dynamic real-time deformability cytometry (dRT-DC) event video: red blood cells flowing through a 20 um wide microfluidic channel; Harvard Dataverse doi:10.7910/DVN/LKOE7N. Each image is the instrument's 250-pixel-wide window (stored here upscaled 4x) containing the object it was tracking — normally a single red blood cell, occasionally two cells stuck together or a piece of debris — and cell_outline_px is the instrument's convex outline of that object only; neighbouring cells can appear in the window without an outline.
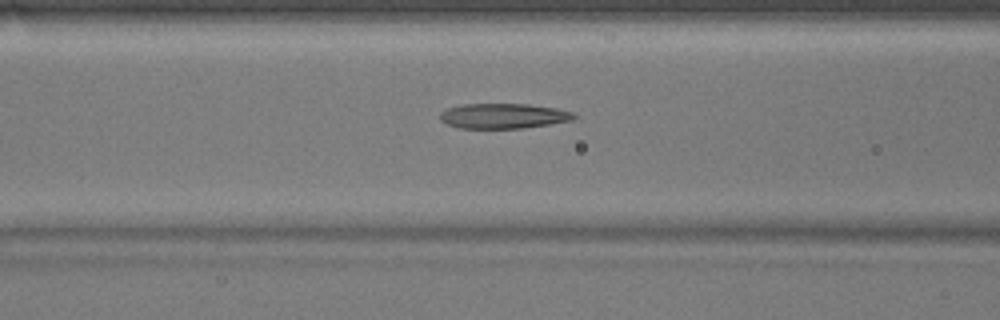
{"species": "common noctule bat (a hibernating species)", "species_latin": "Nyctalus noctula", "temperature_condition": "warm", "stored_images_in_passage": 41, "camera_frame_rate_fps": 3000, "um_per_image_px": 0.085, "animal": {"sex": "male", "body_mass_g": 17.9}, "frame": {"image": 1, "passage_image": 10, "time_ms": 3.0, "image_size_px": [1000, 320], "cell_outline_px": [[576, 116], [572, 120], [524, 128], [456, 128], [440, 120], [440, 112], [448, 108], [464, 104], [528, 104], [556, 108], [572, 112]], "centroid_in_image_um": [42.76, 9.85], "position_along_channel_um": 123.8, "area_um2": 19.48}}
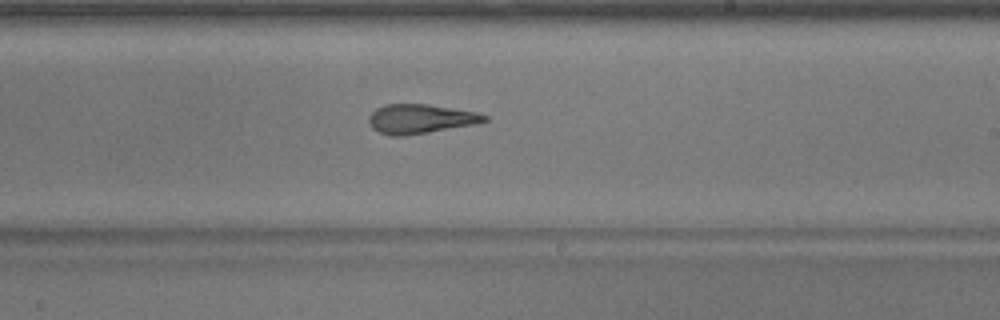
{"frame": {"image": 2, "passage_image": 20, "time_ms": 6.333, "image_size_px": [1000, 320], "cell_outline_px": [[488, 120], [476, 124], [404, 136], [392, 136], [380, 132], [372, 128], [368, 120], [368, 116], [376, 108], [384, 104], [428, 104], [476, 112], [488, 116]], "centroid_in_image_um": [35.71, 10.1], "position_along_channel_um": 253.3, "area_um2": 19.71}}
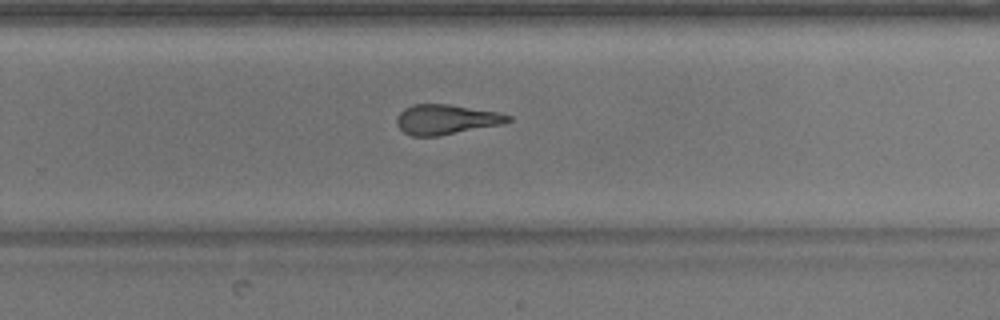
{"frame": {"image": 3, "passage_image": 23, "time_ms": 7.333, "image_size_px": [1000, 320], "cell_outline_px": [[512, 120], [500, 124], [436, 136], [412, 136], [404, 132], [396, 124], [396, 116], [404, 108], [412, 104], [448, 104], [500, 112], [512, 116]], "centroid_in_image_um": [37.89, 10.14], "position_along_channel_um": 291.9, "area_um2": 19.31}, "authors_computed_cell_mechanics": {"area_um2": 20.3456, "velocity_mm_per_s": 3.8865, "shape_relaxation_time_tau1_ms": null, "shape_relaxation_time_tau2_ms": 2.8592, "deformation_change_tau1": null, "deformation_change_tau2": 0.1438}}